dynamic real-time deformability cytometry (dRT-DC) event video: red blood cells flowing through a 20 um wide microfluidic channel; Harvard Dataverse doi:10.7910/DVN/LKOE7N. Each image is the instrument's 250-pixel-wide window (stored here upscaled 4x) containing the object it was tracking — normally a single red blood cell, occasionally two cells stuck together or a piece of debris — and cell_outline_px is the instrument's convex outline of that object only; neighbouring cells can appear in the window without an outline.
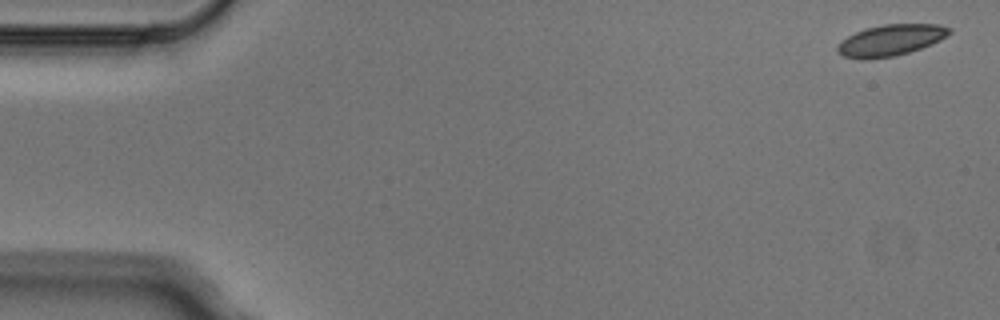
{"species": "Egyptian fruit bat (a non-hibernating species)", "species_latin": "Rousettus aegyptiacus", "temperature_condition": "cold", "stored_images_in_passage": 5, "segment_of_instrument_passage": [1, 2], "camera_frame_rate_fps": 3000, "um_per_image_px": 0.085, "animal": {"sex": "male"}, "frame": {"image": 1, "passage_image": 1, "time_ms": 0.0, "image_size_px": [1000, 320], "cell_outline_px": [[952, 32], [940, 40], [932, 44], [908, 52], [892, 56], [868, 60], [860, 60], [844, 56], [836, 52], [836, 48], [848, 36], [856, 32], [868, 28], [884, 24], [940, 24], [952, 28]], "centroid_in_image_um": [75.73, 3.42], "position_along_channel_um": 9.3, "area_um2": 20.29}}